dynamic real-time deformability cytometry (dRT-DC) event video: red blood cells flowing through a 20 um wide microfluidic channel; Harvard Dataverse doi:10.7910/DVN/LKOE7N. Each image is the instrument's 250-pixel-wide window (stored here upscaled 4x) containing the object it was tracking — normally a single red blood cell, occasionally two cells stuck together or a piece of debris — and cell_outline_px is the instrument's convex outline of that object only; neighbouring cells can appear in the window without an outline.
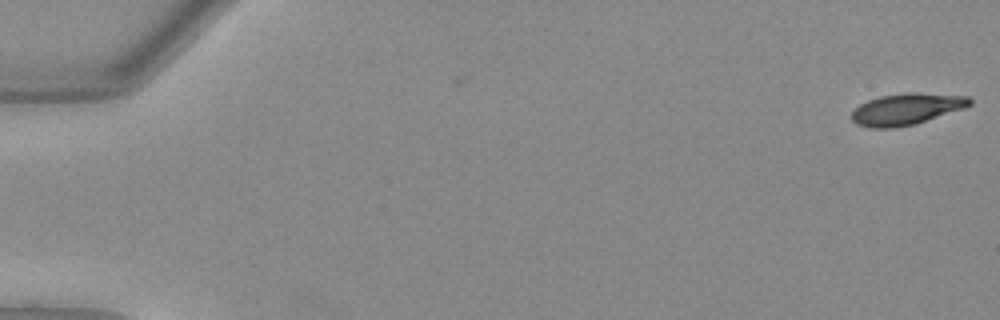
{"species": "Egyptian fruit bat (a non-hibernating species)", "species_latin": "Rousettus aegyptiacus", "temperature_condition": "warm", "stored_images_in_passage": 5, "camera_frame_rate_fps": 3000, "um_per_image_px": 0.085, "animal": {"sex": "female"}, "frame": {"image": 1, "passage_image": 5, "time_ms": 1.333, "image_size_px": [1000, 320], "cell_outline_px": [[972, 104], [964, 108], [912, 124], [892, 128], [872, 128], [856, 124], [852, 120], [852, 112], [860, 104], [868, 100], [880, 96], [904, 92], [916, 92], [968, 96], [972, 100]], "centroid_in_image_um": [77.04, 9.25], "position_along_channel_um": 8.0, "area_um2": 21.44}}